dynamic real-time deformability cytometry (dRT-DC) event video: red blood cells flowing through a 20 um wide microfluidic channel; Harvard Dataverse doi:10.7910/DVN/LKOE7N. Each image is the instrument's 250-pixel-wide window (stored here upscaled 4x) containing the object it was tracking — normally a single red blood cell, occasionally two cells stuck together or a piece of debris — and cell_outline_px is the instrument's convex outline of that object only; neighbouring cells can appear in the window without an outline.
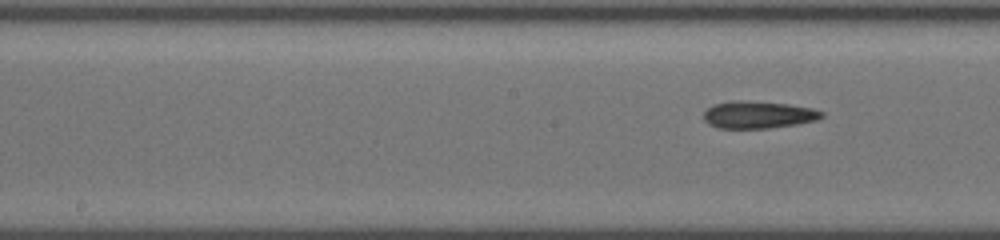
{"species": "common noctule bat (a hibernating species)", "species_latin": "Nyctalus noctula", "temperature_condition": "cold", "stored_images_in_passage": 15, "segment_of_instrument_passage": [2, 2], "camera_frame_rate_fps": 3000, "um_per_image_px": 0.085, "animal": {"sex": "female", "body_mass_g": 19.5, "forearm_length_mm": 54.1}, "frame": {"image": 1, "passage_image": 15, "time_ms": 9.667, "image_size_px": [1000, 240], "cell_outline_px": [[824, 116], [816, 120], [796, 124], [768, 128], [716, 128], [708, 124], [704, 120], [704, 112], [712, 104], [732, 100], [740, 100], [788, 104], [812, 108], [824, 112]], "centroid_in_image_um": [64.42, 9.75], "position_along_channel_um": 183.8, "area_um2": 18.79}}